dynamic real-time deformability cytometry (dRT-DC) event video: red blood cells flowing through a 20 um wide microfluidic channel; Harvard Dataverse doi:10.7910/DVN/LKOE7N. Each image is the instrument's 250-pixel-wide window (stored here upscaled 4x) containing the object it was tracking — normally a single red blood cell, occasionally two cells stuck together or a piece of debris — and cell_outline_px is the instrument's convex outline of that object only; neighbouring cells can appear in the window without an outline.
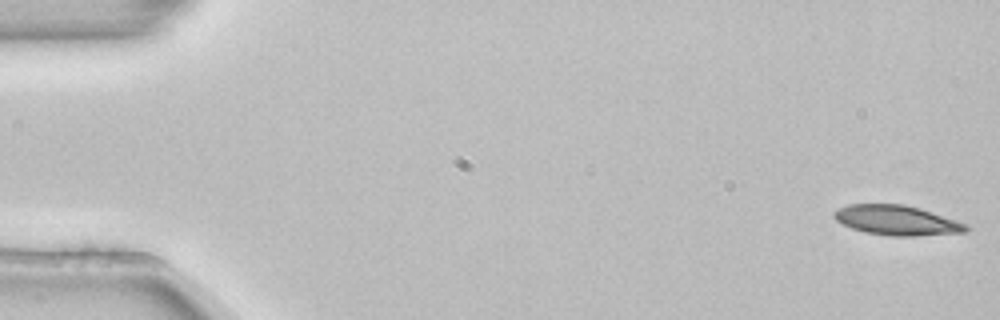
{"species": "common noctule bat (a hibernating species)", "species_latin": "Nyctalus noctula", "temperature_condition": "room temperature", "stored_images_in_passage": 6, "camera_frame_rate_fps": 3000, "um_per_image_px": 0.085, "animal": {"sex": "female", "body_mass_g": 22.7, "forearm_length_mm": 54.2}, "frame": {"image": 1, "passage_image": 1, "time_ms": 0.0, "image_size_px": [1000, 320], "cell_outline_px": [[972, 228], [968, 232], [916, 236], [892, 236], [864, 232], [852, 228], [836, 220], [832, 216], [832, 212], [848, 204], [904, 204], [920, 208], [968, 224]], "centroid_in_image_um": [76.27, 18.73], "position_along_channel_um": 8.7, "area_um2": 23.12}}
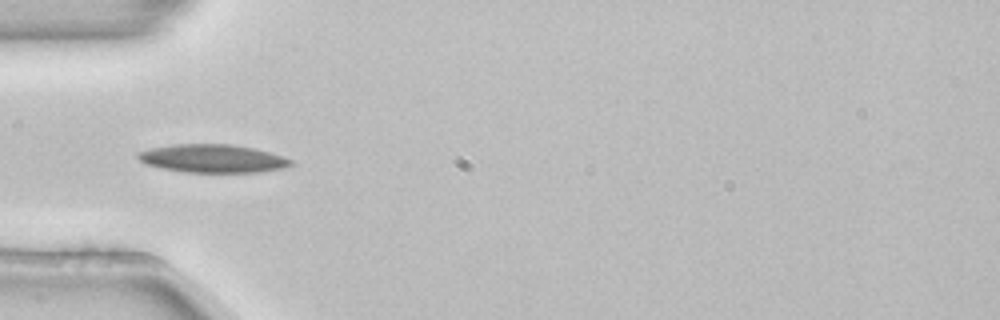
{"frame": {"image": 2, "passage_image": 5, "time_ms": 1.333, "image_size_px": [1000, 320], "cell_outline_px": [[292, 164], [284, 168], [260, 172], [184, 172], [144, 164], [136, 156], [136, 152], [152, 148], [172, 144], [232, 144], [252, 148], [268, 152], [292, 160]], "centroid_in_image_um": [18.03, 13.47], "position_along_channel_um": 67.0, "area_um2": 24.97}}